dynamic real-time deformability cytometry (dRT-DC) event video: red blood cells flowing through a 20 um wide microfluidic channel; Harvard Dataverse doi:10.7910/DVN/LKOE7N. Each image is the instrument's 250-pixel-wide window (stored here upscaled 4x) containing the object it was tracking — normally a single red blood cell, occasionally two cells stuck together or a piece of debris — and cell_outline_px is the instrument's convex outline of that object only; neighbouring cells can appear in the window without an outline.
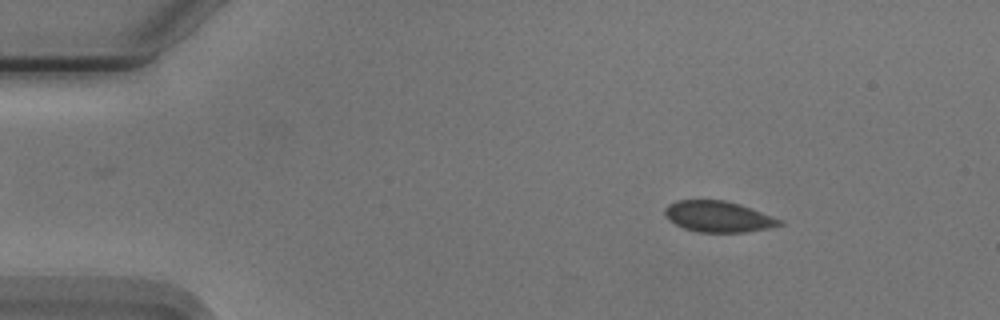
{"species": "Egyptian fruit bat (a non-hibernating species)", "species_latin": "Rousettus aegyptiacus", "temperature_condition": "cold", "stored_images_in_passage": 54, "camera_frame_rate_fps": 3000, "um_per_image_px": 0.085, "animal": {"sex": "male"}, "frame": {"image": 1, "passage_image": 7, "time_ms": 2.0, "image_size_px": [1000, 320], "cell_outline_px": [[784, 224], [768, 228], [744, 232], [696, 232], [684, 228], [676, 224], [664, 212], [664, 208], [668, 204], [676, 200], [724, 200], [740, 204], [784, 220]], "centroid_in_image_um": [61.08, 18.4], "position_along_channel_um": 23.9, "area_um2": 20.63}}
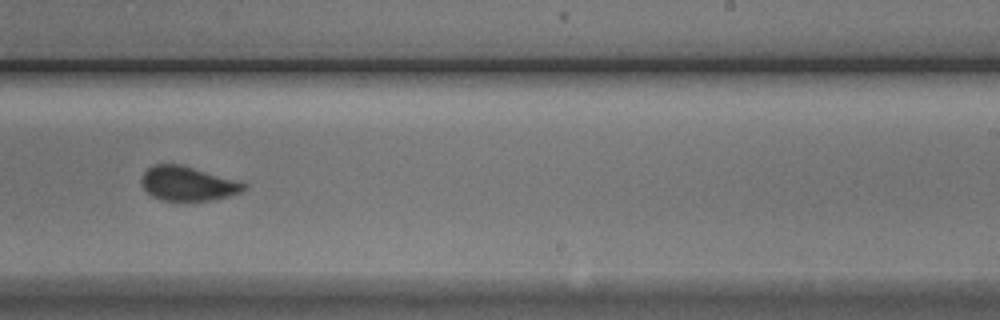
{"frame": {"image": 2, "passage_image": 33, "time_ms": 10.667, "image_size_px": [1000, 320], "cell_outline_px": [[248, 184], [240, 192], [228, 196], [212, 200], [160, 200], [152, 196], [140, 184], [140, 180], [144, 172], [148, 168], [156, 164], [180, 164]], "centroid_in_image_um": [15.91, 15.6], "position_along_channel_um": 273.1, "area_um2": 20.11}}
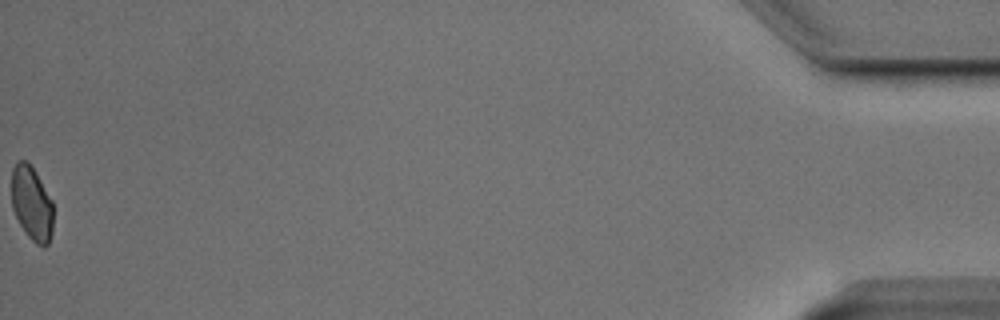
{"frame": {"image": 3, "passage_image": 54, "time_ms": 17.667, "image_size_px": [1000, 320], "cell_outline_px": [[52, 232], [48, 244], [44, 248], [36, 244], [28, 236], [20, 224], [12, 208], [12, 168], [16, 160], [28, 160], [36, 172], [52, 200]], "centroid_in_image_um": [2.69, 17.26], "position_along_channel_um": 432.5, "area_um2": 18.15}, "authors_computed_cell_mechanics": {"area_um2": 20.808, "velocity_mm_per_s": 3.7437, "shape_relaxation_time_tau1_ms": 4.3894, "shape_relaxation_time_tau2_ms": null, "deformation_change_tau1": 0.0769, "deformation_change_tau2": null}}